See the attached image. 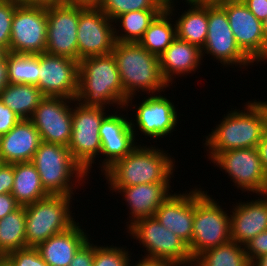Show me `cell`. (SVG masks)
Instances as JSON below:
<instances>
[{
  "mask_svg": "<svg viewBox=\"0 0 267 266\" xmlns=\"http://www.w3.org/2000/svg\"><path fill=\"white\" fill-rule=\"evenodd\" d=\"M223 119L215 130L206 136L204 145L209 148L207 151L211 160L219 152L257 148L267 130V111L261 101H249L244 112L233 110Z\"/></svg>",
  "mask_w": 267,
  "mask_h": 266,
  "instance_id": "cell-1",
  "label": "cell"
},
{
  "mask_svg": "<svg viewBox=\"0 0 267 266\" xmlns=\"http://www.w3.org/2000/svg\"><path fill=\"white\" fill-rule=\"evenodd\" d=\"M111 53L119 71L125 108L129 106V101L132 105L135 92L139 89L147 94H158L157 92L169 87L162 77L159 57L151 54L139 43L116 41Z\"/></svg>",
  "mask_w": 267,
  "mask_h": 266,
  "instance_id": "cell-2",
  "label": "cell"
},
{
  "mask_svg": "<svg viewBox=\"0 0 267 266\" xmlns=\"http://www.w3.org/2000/svg\"><path fill=\"white\" fill-rule=\"evenodd\" d=\"M75 101L87 107L106 109L107 104H116L117 108H124V91L112 53L85 57L79 61Z\"/></svg>",
  "mask_w": 267,
  "mask_h": 266,
  "instance_id": "cell-3",
  "label": "cell"
},
{
  "mask_svg": "<svg viewBox=\"0 0 267 266\" xmlns=\"http://www.w3.org/2000/svg\"><path fill=\"white\" fill-rule=\"evenodd\" d=\"M150 147V148H148ZM136 146L104 171L109 187L170 183L174 162L170 154L152 146Z\"/></svg>",
  "mask_w": 267,
  "mask_h": 266,
  "instance_id": "cell-4",
  "label": "cell"
},
{
  "mask_svg": "<svg viewBox=\"0 0 267 266\" xmlns=\"http://www.w3.org/2000/svg\"><path fill=\"white\" fill-rule=\"evenodd\" d=\"M31 163L36 167L43 188L49 195L72 196L74 177L79 183L88 177L83 167L72 157L68 146L60 144L42 141Z\"/></svg>",
  "mask_w": 267,
  "mask_h": 266,
  "instance_id": "cell-5",
  "label": "cell"
},
{
  "mask_svg": "<svg viewBox=\"0 0 267 266\" xmlns=\"http://www.w3.org/2000/svg\"><path fill=\"white\" fill-rule=\"evenodd\" d=\"M195 189L193 235L188 246L192 260L231 240L230 215L206 191Z\"/></svg>",
  "mask_w": 267,
  "mask_h": 266,
  "instance_id": "cell-6",
  "label": "cell"
},
{
  "mask_svg": "<svg viewBox=\"0 0 267 266\" xmlns=\"http://www.w3.org/2000/svg\"><path fill=\"white\" fill-rule=\"evenodd\" d=\"M70 199L72 196L49 195L25 206L27 247H37L76 223L70 212Z\"/></svg>",
  "mask_w": 267,
  "mask_h": 266,
  "instance_id": "cell-7",
  "label": "cell"
},
{
  "mask_svg": "<svg viewBox=\"0 0 267 266\" xmlns=\"http://www.w3.org/2000/svg\"><path fill=\"white\" fill-rule=\"evenodd\" d=\"M128 229L132 237L138 239L148 251L145 257L167 260L175 266L193 265L188 245L154 217L141 218Z\"/></svg>",
  "mask_w": 267,
  "mask_h": 266,
  "instance_id": "cell-8",
  "label": "cell"
},
{
  "mask_svg": "<svg viewBox=\"0 0 267 266\" xmlns=\"http://www.w3.org/2000/svg\"><path fill=\"white\" fill-rule=\"evenodd\" d=\"M75 106H72V135L68 148L88 175L96 155L101 152L99 129L106 112L104 108L87 107L78 102Z\"/></svg>",
  "mask_w": 267,
  "mask_h": 266,
  "instance_id": "cell-9",
  "label": "cell"
},
{
  "mask_svg": "<svg viewBox=\"0 0 267 266\" xmlns=\"http://www.w3.org/2000/svg\"><path fill=\"white\" fill-rule=\"evenodd\" d=\"M47 42V6L18 4L11 26L10 53L38 55Z\"/></svg>",
  "mask_w": 267,
  "mask_h": 266,
  "instance_id": "cell-10",
  "label": "cell"
},
{
  "mask_svg": "<svg viewBox=\"0 0 267 266\" xmlns=\"http://www.w3.org/2000/svg\"><path fill=\"white\" fill-rule=\"evenodd\" d=\"M113 21L99 8L79 5L78 62L90 56L110 54L115 46Z\"/></svg>",
  "mask_w": 267,
  "mask_h": 266,
  "instance_id": "cell-11",
  "label": "cell"
},
{
  "mask_svg": "<svg viewBox=\"0 0 267 266\" xmlns=\"http://www.w3.org/2000/svg\"><path fill=\"white\" fill-rule=\"evenodd\" d=\"M79 5L63 2L47 6L46 53L78 61Z\"/></svg>",
  "mask_w": 267,
  "mask_h": 266,
  "instance_id": "cell-12",
  "label": "cell"
},
{
  "mask_svg": "<svg viewBox=\"0 0 267 266\" xmlns=\"http://www.w3.org/2000/svg\"><path fill=\"white\" fill-rule=\"evenodd\" d=\"M233 179L242 191L261 194L267 188L264 170L257 148L233 149L219 152L212 160Z\"/></svg>",
  "mask_w": 267,
  "mask_h": 266,
  "instance_id": "cell-13",
  "label": "cell"
},
{
  "mask_svg": "<svg viewBox=\"0 0 267 266\" xmlns=\"http://www.w3.org/2000/svg\"><path fill=\"white\" fill-rule=\"evenodd\" d=\"M222 65L247 66L253 61L239 48L231 30L226 11L218 4H208L207 39L201 49ZM237 64V65H236Z\"/></svg>",
  "mask_w": 267,
  "mask_h": 266,
  "instance_id": "cell-14",
  "label": "cell"
},
{
  "mask_svg": "<svg viewBox=\"0 0 267 266\" xmlns=\"http://www.w3.org/2000/svg\"><path fill=\"white\" fill-rule=\"evenodd\" d=\"M218 4L226 11L239 48L253 62L267 60V44L262 32V22L242 0H226Z\"/></svg>",
  "mask_w": 267,
  "mask_h": 266,
  "instance_id": "cell-15",
  "label": "cell"
},
{
  "mask_svg": "<svg viewBox=\"0 0 267 266\" xmlns=\"http://www.w3.org/2000/svg\"><path fill=\"white\" fill-rule=\"evenodd\" d=\"M65 101V102H64ZM75 100L45 96L29 119L43 142L68 146L72 135V108ZM68 103V104H67Z\"/></svg>",
  "mask_w": 267,
  "mask_h": 266,
  "instance_id": "cell-16",
  "label": "cell"
},
{
  "mask_svg": "<svg viewBox=\"0 0 267 266\" xmlns=\"http://www.w3.org/2000/svg\"><path fill=\"white\" fill-rule=\"evenodd\" d=\"M79 62L64 56L39 54L37 87L44 96L75 100L78 93Z\"/></svg>",
  "mask_w": 267,
  "mask_h": 266,
  "instance_id": "cell-17",
  "label": "cell"
},
{
  "mask_svg": "<svg viewBox=\"0 0 267 266\" xmlns=\"http://www.w3.org/2000/svg\"><path fill=\"white\" fill-rule=\"evenodd\" d=\"M135 123L124 116L117 114L107 115L103 118L99 136L101 152L105 156L102 162V172L107 170L117 160L124 158L137 145L135 144Z\"/></svg>",
  "mask_w": 267,
  "mask_h": 266,
  "instance_id": "cell-18",
  "label": "cell"
},
{
  "mask_svg": "<svg viewBox=\"0 0 267 266\" xmlns=\"http://www.w3.org/2000/svg\"><path fill=\"white\" fill-rule=\"evenodd\" d=\"M136 124L139 130L148 137L160 138L170 134L176 127L177 109L163 95L150 94L136 108Z\"/></svg>",
  "mask_w": 267,
  "mask_h": 266,
  "instance_id": "cell-19",
  "label": "cell"
},
{
  "mask_svg": "<svg viewBox=\"0 0 267 266\" xmlns=\"http://www.w3.org/2000/svg\"><path fill=\"white\" fill-rule=\"evenodd\" d=\"M195 189L189 193L171 194L156 210L154 218L188 246L193 235Z\"/></svg>",
  "mask_w": 267,
  "mask_h": 266,
  "instance_id": "cell-20",
  "label": "cell"
},
{
  "mask_svg": "<svg viewBox=\"0 0 267 266\" xmlns=\"http://www.w3.org/2000/svg\"><path fill=\"white\" fill-rule=\"evenodd\" d=\"M41 142V136L33 123L29 119H21L8 133L1 136V162H31Z\"/></svg>",
  "mask_w": 267,
  "mask_h": 266,
  "instance_id": "cell-21",
  "label": "cell"
},
{
  "mask_svg": "<svg viewBox=\"0 0 267 266\" xmlns=\"http://www.w3.org/2000/svg\"><path fill=\"white\" fill-rule=\"evenodd\" d=\"M170 183H149L130 187H109L114 192L124 195L125 202L130 207L132 219L127 222L129 227L141 218L154 217L156 210L172 194L169 192Z\"/></svg>",
  "mask_w": 267,
  "mask_h": 266,
  "instance_id": "cell-22",
  "label": "cell"
},
{
  "mask_svg": "<svg viewBox=\"0 0 267 266\" xmlns=\"http://www.w3.org/2000/svg\"><path fill=\"white\" fill-rule=\"evenodd\" d=\"M263 198L240 202L232 209L231 240L245 245L261 232L267 230V201ZM234 210V211H233Z\"/></svg>",
  "mask_w": 267,
  "mask_h": 266,
  "instance_id": "cell-23",
  "label": "cell"
},
{
  "mask_svg": "<svg viewBox=\"0 0 267 266\" xmlns=\"http://www.w3.org/2000/svg\"><path fill=\"white\" fill-rule=\"evenodd\" d=\"M83 230L79 223H75L68 230L51 236L36 248L49 266H69L75 253L89 239V235Z\"/></svg>",
  "mask_w": 267,
  "mask_h": 266,
  "instance_id": "cell-24",
  "label": "cell"
},
{
  "mask_svg": "<svg viewBox=\"0 0 267 266\" xmlns=\"http://www.w3.org/2000/svg\"><path fill=\"white\" fill-rule=\"evenodd\" d=\"M204 52L193 44L176 37L170 46L159 56L160 71L163 79L168 83L173 82V75L195 72L201 64ZM173 78V79H172Z\"/></svg>",
  "mask_w": 267,
  "mask_h": 266,
  "instance_id": "cell-25",
  "label": "cell"
},
{
  "mask_svg": "<svg viewBox=\"0 0 267 266\" xmlns=\"http://www.w3.org/2000/svg\"><path fill=\"white\" fill-rule=\"evenodd\" d=\"M14 184L11 194L20 206L33 204L49 194L44 190L40 175L31 162L13 163Z\"/></svg>",
  "mask_w": 267,
  "mask_h": 266,
  "instance_id": "cell-26",
  "label": "cell"
},
{
  "mask_svg": "<svg viewBox=\"0 0 267 266\" xmlns=\"http://www.w3.org/2000/svg\"><path fill=\"white\" fill-rule=\"evenodd\" d=\"M186 3L191 7L175 20L177 37L202 49L207 39L208 4Z\"/></svg>",
  "mask_w": 267,
  "mask_h": 266,
  "instance_id": "cell-27",
  "label": "cell"
},
{
  "mask_svg": "<svg viewBox=\"0 0 267 266\" xmlns=\"http://www.w3.org/2000/svg\"><path fill=\"white\" fill-rule=\"evenodd\" d=\"M172 3V4H171ZM173 1L166 4V8L153 20L146 29L144 36L138 42L151 54L159 57L177 37L176 23L172 25V19L175 7ZM171 14V15H170Z\"/></svg>",
  "mask_w": 267,
  "mask_h": 266,
  "instance_id": "cell-28",
  "label": "cell"
},
{
  "mask_svg": "<svg viewBox=\"0 0 267 266\" xmlns=\"http://www.w3.org/2000/svg\"><path fill=\"white\" fill-rule=\"evenodd\" d=\"M45 96L31 84L9 83L0 93L1 101L21 119H30Z\"/></svg>",
  "mask_w": 267,
  "mask_h": 266,
  "instance_id": "cell-29",
  "label": "cell"
},
{
  "mask_svg": "<svg viewBox=\"0 0 267 266\" xmlns=\"http://www.w3.org/2000/svg\"><path fill=\"white\" fill-rule=\"evenodd\" d=\"M26 247V212L20 206L0 219V252L5 256Z\"/></svg>",
  "mask_w": 267,
  "mask_h": 266,
  "instance_id": "cell-30",
  "label": "cell"
},
{
  "mask_svg": "<svg viewBox=\"0 0 267 266\" xmlns=\"http://www.w3.org/2000/svg\"><path fill=\"white\" fill-rule=\"evenodd\" d=\"M193 266H251L244 246L230 240L215 248L204 251Z\"/></svg>",
  "mask_w": 267,
  "mask_h": 266,
  "instance_id": "cell-31",
  "label": "cell"
},
{
  "mask_svg": "<svg viewBox=\"0 0 267 266\" xmlns=\"http://www.w3.org/2000/svg\"><path fill=\"white\" fill-rule=\"evenodd\" d=\"M163 10H137L126 12L119 15L114 21L120 23L122 27L121 34L115 28V40L117 42H132L138 43L146 29L150 26L153 20L162 12ZM118 32V33H117ZM120 33V34H119Z\"/></svg>",
  "mask_w": 267,
  "mask_h": 266,
  "instance_id": "cell-32",
  "label": "cell"
},
{
  "mask_svg": "<svg viewBox=\"0 0 267 266\" xmlns=\"http://www.w3.org/2000/svg\"><path fill=\"white\" fill-rule=\"evenodd\" d=\"M8 79L11 84L38 85L39 54H15L7 52Z\"/></svg>",
  "mask_w": 267,
  "mask_h": 266,
  "instance_id": "cell-33",
  "label": "cell"
},
{
  "mask_svg": "<svg viewBox=\"0 0 267 266\" xmlns=\"http://www.w3.org/2000/svg\"><path fill=\"white\" fill-rule=\"evenodd\" d=\"M113 22L121 14L137 10H164L163 0H102L98 6Z\"/></svg>",
  "mask_w": 267,
  "mask_h": 266,
  "instance_id": "cell-34",
  "label": "cell"
},
{
  "mask_svg": "<svg viewBox=\"0 0 267 266\" xmlns=\"http://www.w3.org/2000/svg\"><path fill=\"white\" fill-rule=\"evenodd\" d=\"M129 255L125 248L94 245L93 266H128Z\"/></svg>",
  "mask_w": 267,
  "mask_h": 266,
  "instance_id": "cell-35",
  "label": "cell"
},
{
  "mask_svg": "<svg viewBox=\"0 0 267 266\" xmlns=\"http://www.w3.org/2000/svg\"><path fill=\"white\" fill-rule=\"evenodd\" d=\"M18 4L16 0H0V46L7 52L10 48L12 19Z\"/></svg>",
  "mask_w": 267,
  "mask_h": 266,
  "instance_id": "cell-36",
  "label": "cell"
},
{
  "mask_svg": "<svg viewBox=\"0 0 267 266\" xmlns=\"http://www.w3.org/2000/svg\"><path fill=\"white\" fill-rule=\"evenodd\" d=\"M13 266H49L36 247H26L5 255Z\"/></svg>",
  "mask_w": 267,
  "mask_h": 266,
  "instance_id": "cell-37",
  "label": "cell"
},
{
  "mask_svg": "<svg viewBox=\"0 0 267 266\" xmlns=\"http://www.w3.org/2000/svg\"><path fill=\"white\" fill-rule=\"evenodd\" d=\"M249 262L267 254V230L261 232L244 245Z\"/></svg>",
  "mask_w": 267,
  "mask_h": 266,
  "instance_id": "cell-38",
  "label": "cell"
},
{
  "mask_svg": "<svg viewBox=\"0 0 267 266\" xmlns=\"http://www.w3.org/2000/svg\"><path fill=\"white\" fill-rule=\"evenodd\" d=\"M94 244L88 239L75 253L69 266H93Z\"/></svg>",
  "mask_w": 267,
  "mask_h": 266,
  "instance_id": "cell-39",
  "label": "cell"
},
{
  "mask_svg": "<svg viewBox=\"0 0 267 266\" xmlns=\"http://www.w3.org/2000/svg\"><path fill=\"white\" fill-rule=\"evenodd\" d=\"M20 120L21 118L0 99V136L8 133Z\"/></svg>",
  "mask_w": 267,
  "mask_h": 266,
  "instance_id": "cell-40",
  "label": "cell"
},
{
  "mask_svg": "<svg viewBox=\"0 0 267 266\" xmlns=\"http://www.w3.org/2000/svg\"><path fill=\"white\" fill-rule=\"evenodd\" d=\"M14 184L13 163H1L0 165V194L11 193Z\"/></svg>",
  "mask_w": 267,
  "mask_h": 266,
  "instance_id": "cell-41",
  "label": "cell"
},
{
  "mask_svg": "<svg viewBox=\"0 0 267 266\" xmlns=\"http://www.w3.org/2000/svg\"><path fill=\"white\" fill-rule=\"evenodd\" d=\"M20 205L11 193L0 194V219L17 210Z\"/></svg>",
  "mask_w": 267,
  "mask_h": 266,
  "instance_id": "cell-42",
  "label": "cell"
},
{
  "mask_svg": "<svg viewBox=\"0 0 267 266\" xmlns=\"http://www.w3.org/2000/svg\"><path fill=\"white\" fill-rule=\"evenodd\" d=\"M261 22L267 17V0H242Z\"/></svg>",
  "mask_w": 267,
  "mask_h": 266,
  "instance_id": "cell-43",
  "label": "cell"
},
{
  "mask_svg": "<svg viewBox=\"0 0 267 266\" xmlns=\"http://www.w3.org/2000/svg\"><path fill=\"white\" fill-rule=\"evenodd\" d=\"M144 258L142 261L139 260L138 263H136L133 266H175L172 262L167 260H161V259H153V258ZM132 264H128V266H131Z\"/></svg>",
  "mask_w": 267,
  "mask_h": 266,
  "instance_id": "cell-44",
  "label": "cell"
},
{
  "mask_svg": "<svg viewBox=\"0 0 267 266\" xmlns=\"http://www.w3.org/2000/svg\"><path fill=\"white\" fill-rule=\"evenodd\" d=\"M9 84L8 79V65H7V53L6 56L0 60V93Z\"/></svg>",
  "mask_w": 267,
  "mask_h": 266,
  "instance_id": "cell-45",
  "label": "cell"
},
{
  "mask_svg": "<svg viewBox=\"0 0 267 266\" xmlns=\"http://www.w3.org/2000/svg\"><path fill=\"white\" fill-rule=\"evenodd\" d=\"M260 159L262 161L264 170L267 173V130L265 131L261 141L258 143L257 146Z\"/></svg>",
  "mask_w": 267,
  "mask_h": 266,
  "instance_id": "cell-46",
  "label": "cell"
},
{
  "mask_svg": "<svg viewBox=\"0 0 267 266\" xmlns=\"http://www.w3.org/2000/svg\"><path fill=\"white\" fill-rule=\"evenodd\" d=\"M19 4L50 6L65 2V0H16Z\"/></svg>",
  "mask_w": 267,
  "mask_h": 266,
  "instance_id": "cell-47",
  "label": "cell"
},
{
  "mask_svg": "<svg viewBox=\"0 0 267 266\" xmlns=\"http://www.w3.org/2000/svg\"><path fill=\"white\" fill-rule=\"evenodd\" d=\"M65 2L83 6L98 7L102 0H65Z\"/></svg>",
  "mask_w": 267,
  "mask_h": 266,
  "instance_id": "cell-48",
  "label": "cell"
},
{
  "mask_svg": "<svg viewBox=\"0 0 267 266\" xmlns=\"http://www.w3.org/2000/svg\"><path fill=\"white\" fill-rule=\"evenodd\" d=\"M251 266H267V254H264L251 262Z\"/></svg>",
  "mask_w": 267,
  "mask_h": 266,
  "instance_id": "cell-49",
  "label": "cell"
},
{
  "mask_svg": "<svg viewBox=\"0 0 267 266\" xmlns=\"http://www.w3.org/2000/svg\"><path fill=\"white\" fill-rule=\"evenodd\" d=\"M262 32L265 39V43L267 44V17L262 21Z\"/></svg>",
  "mask_w": 267,
  "mask_h": 266,
  "instance_id": "cell-50",
  "label": "cell"
},
{
  "mask_svg": "<svg viewBox=\"0 0 267 266\" xmlns=\"http://www.w3.org/2000/svg\"><path fill=\"white\" fill-rule=\"evenodd\" d=\"M226 0H198V3H205V4H216Z\"/></svg>",
  "mask_w": 267,
  "mask_h": 266,
  "instance_id": "cell-51",
  "label": "cell"
},
{
  "mask_svg": "<svg viewBox=\"0 0 267 266\" xmlns=\"http://www.w3.org/2000/svg\"><path fill=\"white\" fill-rule=\"evenodd\" d=\"M0 266H13L11 262L4 256L0 258Z\"/></svg>",
  "mask_w": 267,
  "mask_h": 266,
  "instance_id": "cell-52",
  "label": "cell"
},
{
  "mask_svg": "<svg viewBox=\"0 0 267 266\" xmlns=\"http://www.w3.org/2000/svg\"><path fill=\"white\" fill-rule=\"evenodd\" d=\"M7 51L0 46V60H2L6 56Z\"/></svg>",
  "mask_w": 267,
  "mask_h": 266,
  "instance_id": "cell-53",
  "label": "cell"
},
{
  "mask_svg": "<svg viewBox=\"0 0 267 266\" xmlns=\"http://www.w3.org/2000/svg\"><path fill=\"white\" fill-rule=\"evenodd\" d=\"M163 1H164L166 4L172 2V0H163ZM185 1H192V2L198 3V0H185ZM173 2H174V0H173Z\"/></svg>",
  "mask_w": 267,
  "mask_h": 266,
  "instance_id": "cell-54",
  "label": "cell"
},
{
  "mask_svg": "<svg viewBox=\"0 0 267 266\" xmlns=\"http://www.w3.org/2000/svg\"><path fill=\"white\" fill-rule=\"evenodd\" d=\"M261 195L265 196V199L267 201V188L261 193Z\"/></svg>",
  "mask_w": 267,
  "mask_h": 266,
  "instance_id": "cell-55",
  "label": "cell"
},
{
  "mask_svg": "<svg viewBox=\"0 0 267 266\" xmlns=\"http://www.w3.org/2000/svg\"><path fill=\"white\" fill-rule=\"evenodd\" d=\"M263 105H264V107L266 108V111H267V101L266 102H261Z\"/></svg>",
  "mask_w": 267,
  "mask_h": 266,
  "instance_id": "cell-56",
  "label": "cell"
},
{
  "mask_svg": "<svg viewBox=\"0 0 267 266\" xmlns=\"http://www.w3.org/2000/svg\"><path fill=\"white\" fill-rule=\"evenodd\" d=\"M4 257V255L0 252V258Z\"/></svg>",
  "mask_w": 267,
  "mask_h": 266,
  "instance_id": "cell-57",
  "label": "cell"
}]
</instances>
